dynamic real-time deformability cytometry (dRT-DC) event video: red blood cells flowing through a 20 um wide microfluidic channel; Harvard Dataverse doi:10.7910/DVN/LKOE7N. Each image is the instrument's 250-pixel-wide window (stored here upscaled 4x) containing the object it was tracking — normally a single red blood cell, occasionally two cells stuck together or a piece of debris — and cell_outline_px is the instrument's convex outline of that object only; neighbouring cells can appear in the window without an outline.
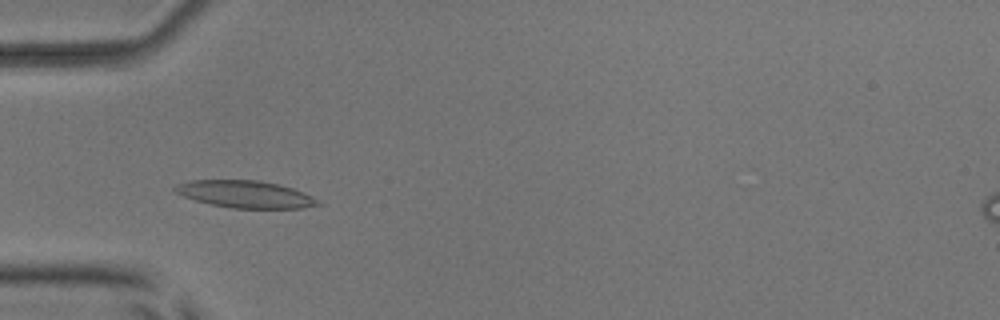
{"species": "common noctule bat (a hibernating species)", "species_latin": "Nyctalus noctula", "temperature_condition": "room temperature", "stored_images_in_passage": 7, "camera_frame_rate_fps": 3000, "um_per_image_px": 0.085, "animal": {"sex": "male", "body_mass_g": 17.9, "forearm_length_mm": 54.2}, "frame": {"image": 1, "passage_image": 4, "time_ms": 3.333, "image_size_px": [1000, 320], "cell_outline_px": [[324, 204], [300, 208], [232, 208], [212, 204], [196, 200], [184, 196], [176, 192], [172, 188], [176, 184], [192, 180], [260, 180], [280, 184], [304, 192], [320, 200]], "centroid_in_image_um": [20.9, 16.5], "position_along_channel_um": 64.1, "area_um2": 22.66}}
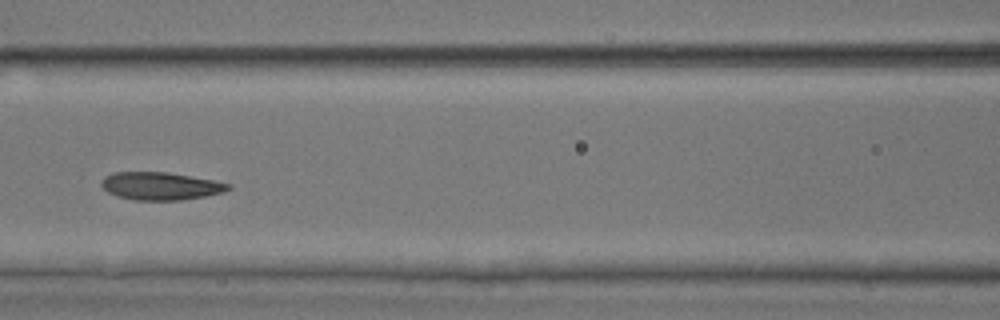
{"frame": {"image": 2, "passage_image": 6, "time_ms": 5.667, "image_size_px": [1000, 320], "cell_outline_px": [[232, 188], [224, 192], [204, 196], [180, 200], [132, 200], [116, 196], [108, 192], [100, 184], [100, 180], [104, 176], [116, 172], [168, 172], [212, 180], [232, 184]], "centroid_in_image_um": [13.63, 15.81], "position_along_channel_um": 153.0, "area_um2": 20.58}}
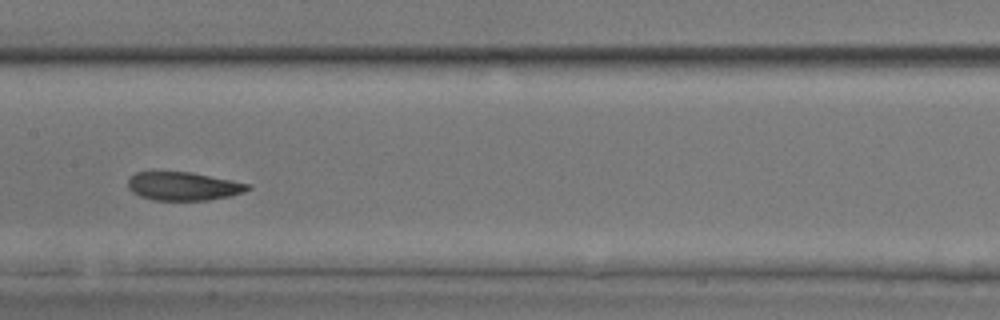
{"frame": {"image": 3, "passage_image": 7, "time_ms": 6.667, "image_size_px": [1000, 320], "cell_outline_px": [[252, 188], [244, 192], [232, 196], [208, 200], [152, 200], [140, 196], [132, 192], [128, 188], [128, 180], [136, 172], [192, 172], [252, 184]], "centroid_in_image_um": [15.63, 15.83], "position_along_channel_um": 191.8, "area_um2": 20.0}}